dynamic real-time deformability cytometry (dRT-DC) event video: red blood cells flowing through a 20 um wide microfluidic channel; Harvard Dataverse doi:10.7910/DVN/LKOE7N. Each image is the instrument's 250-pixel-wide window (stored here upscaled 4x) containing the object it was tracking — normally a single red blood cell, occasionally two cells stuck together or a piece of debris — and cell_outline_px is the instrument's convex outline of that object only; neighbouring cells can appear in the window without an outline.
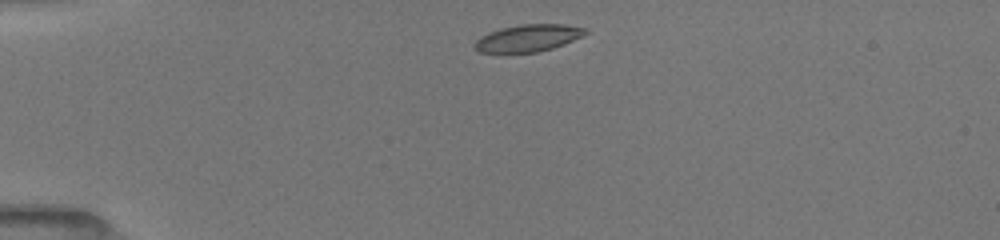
{"species": "common noctule bat (a hibernating species)", "species_latin": "Nyctalus noctula", "temperature_condition": "room temperature", "stored_images_in_passage": 11, "camera_frame_rate_fps": 3000, "um_per_image_px": 0.085, "animal": {"sex": "female", "body_mass_g": 19.5, "forearm_length_mm": 54.1}, "frame": {"image": 1, "passage_image": 1, "time_ms": 0.0, "image_size_px": [1000, 240], "cell_outline_px": [[592, 32], [564, 44], [552, 48], [536, 52], [480, 52], [472, 44], [480, 36], [488, 32], [500, 28], [520, 24], [564, 24], [588, 28]], "centroid_in_image_um": [44.93, 3.21], "position_along_channel_um": 40.1, "area_um2": 17.63}}
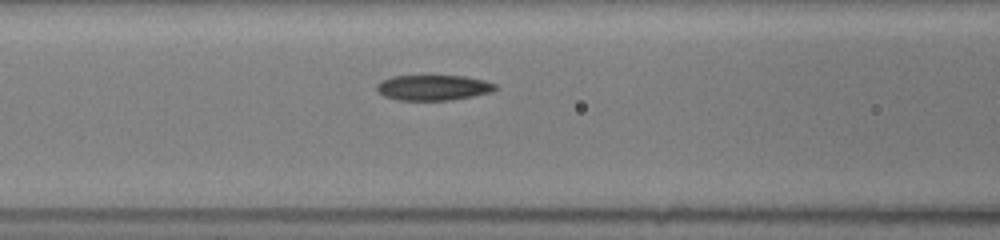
{"frame": {"image": 2, "passage_image": 7, "time_ms": 3.333, "image_size_px": [1000, 240], "cell_outline_px": [[496, 88], [488, 92], [472, 96], [452, 100], [396, 100], [384, 96], [376, 88], [376, 84], [392, 76], [464, 76], [484, 80], [496, 84]], "centroid_in_image_um": [36.8, 7.45], "position_along_channel_um": 129.8, "area_um2": 17.34}}
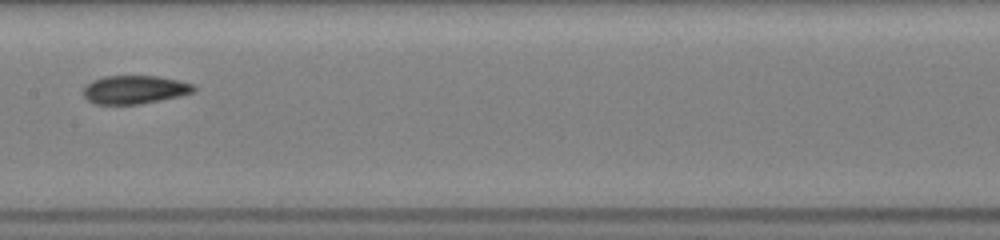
{"frame": {"image": 3, "passage_image": 10, "time_ms": 5.0, "image_size_px": [1000, 240], "cell_outline_px": [[196, 88], [192, 92], [160, 100], [140, 104], [96, 104], [88, 100], [84, 96], [84, 88], [92, 80], [104, 76], [156, 76], [176, 80], [192, 84]], "centroid_in_image_um": [11.4, 7.62], "position_along_channel_um": 196.0, "area_um2": 17.92}}